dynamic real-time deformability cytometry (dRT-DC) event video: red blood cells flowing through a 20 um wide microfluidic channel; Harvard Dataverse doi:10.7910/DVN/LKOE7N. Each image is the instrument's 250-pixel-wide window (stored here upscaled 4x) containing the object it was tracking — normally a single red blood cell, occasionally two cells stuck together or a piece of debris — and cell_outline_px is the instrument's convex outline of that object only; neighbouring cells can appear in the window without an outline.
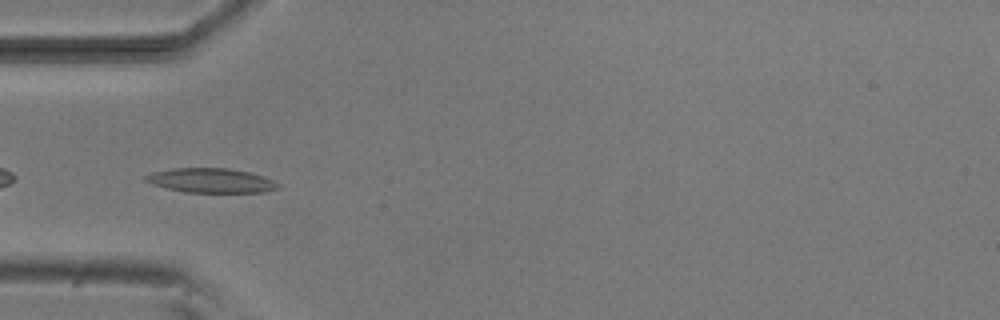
{"species": "common noctule bat (a hibernating species)", "species_latin": "Nyctalus noctula", "temperature_condition": "room temperature", "stored_images_in_passage": 7, "camera_frame_rate_fps": 3000, "um_per_image_px": 0.085, "animal": {"sex": "male", "body_mass_g": 20.5, "forearm_length_mm": 52.5}, "frame": {"image": 1, "passage_image": 5, "time_ms": 4.333, "image_size_px": [1000, 320], "cell_outline_px": [[280, 188], [264, 192], [184, 192], [152, 184], [144, 180], [144, 176], [152, 172], [172, 168], [228, 168], [252, 172], [264, 176], [280, 184]], "centroid_in_image_um": [17.96, 15.33], "position_along_channel_um": 67.0, "area_um2": 18.96}}
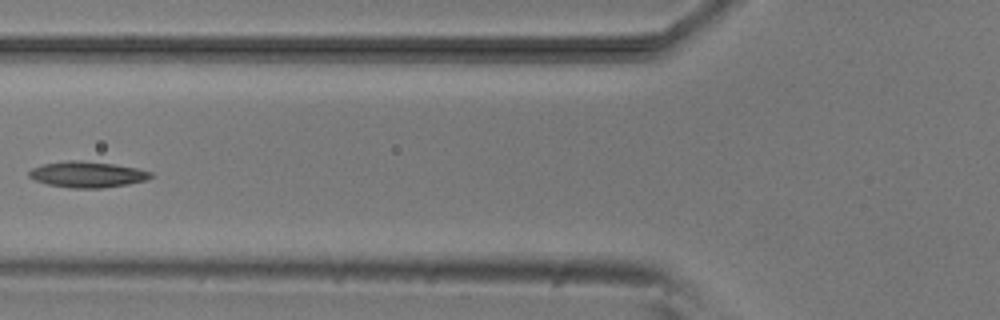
{"frame": {"image": 2, "passage_image": 6, "time_ms": 5.667, "image_size_px": [1000, 320], "cell_outline_px": [[152, 176], [148, 180], [128, 184], [100, 188], [72, 188], [48, 184], [36, 180], [28, 176], [28, 172], [32, 168], [44, 164], [68, 160], [80, 160], [112, 164], [136, 168], [152, 172]], "centroid_in_image_um": [7.43, 14.83], "position_along_channel_um": 118.4, "area_um2": 18.26}}
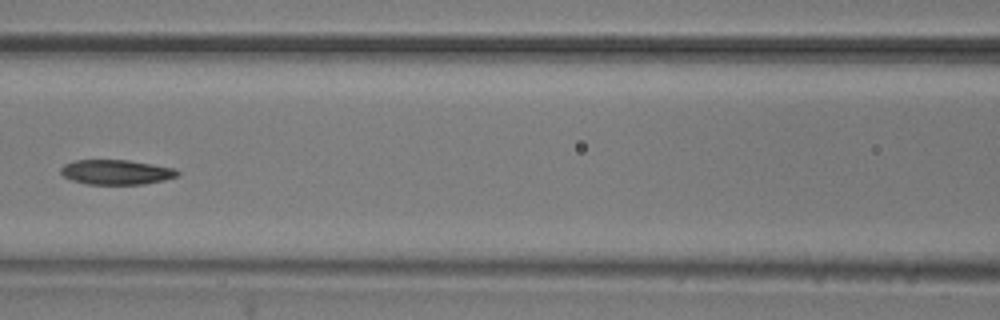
{"frame": {"image": 3, "passage_image": 7, "time_ms": 6.667, "image_size_px": [1000, 320], "cell_outline_px": [[180, 172], [176, 176], [164, 180], [144, 184], [84, 184], [72, 180], [64, 176], [60, 172], [60, 168], [64, 164], [76, 160], [128, 160], [152, 164], [172, 168]], "centroid_in_image_um": [9.84, 14.63], "position_along_channel_um": 156.8, "area_um2": 16.76}}